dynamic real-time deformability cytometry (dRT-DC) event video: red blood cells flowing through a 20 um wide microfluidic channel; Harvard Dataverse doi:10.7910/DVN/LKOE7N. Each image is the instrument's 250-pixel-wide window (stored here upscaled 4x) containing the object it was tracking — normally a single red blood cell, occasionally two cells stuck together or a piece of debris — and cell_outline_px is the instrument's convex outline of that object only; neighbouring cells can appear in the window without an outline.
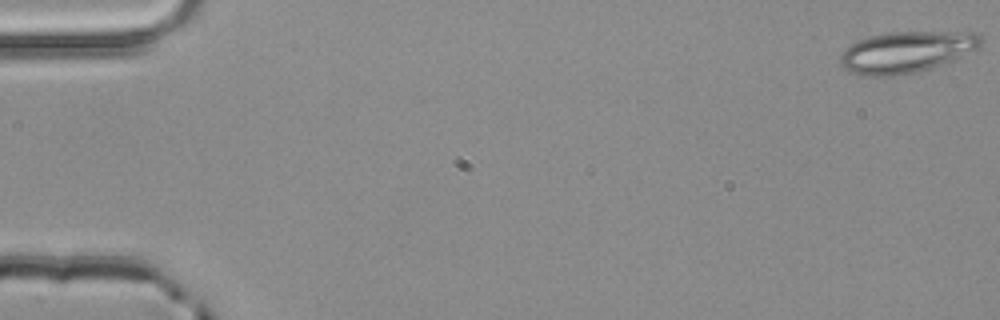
{"species": "common noctule bat (a hibernating species)", "species_latin": "Nyctalus noctula", "temperature_condition": "room temperature", "stored_images_in_passage": 4, "camera_frame_rate_fps": 3000, "um_per_image_px": 0.085, "animal": {"sex": "male", "body_mass_g": 20.4}, "frame": {"image": 1, "passage_image": 1, "time_ms": 0.0, "image_size_px": [1000, 320], "cell_outline_px": [[984, 40], [980, 48], [952, 60], [916, 72], [888, 76], [864, 76], [852, 72], [844, 68], [840, 64], [840, 56], [852, 44], [868, 36], [888, 32], [976, 32]], "centroid_in_image_um": [77.08, 4.41], "position_along_channel_um": 7.9, "area_um2": 33.58}}